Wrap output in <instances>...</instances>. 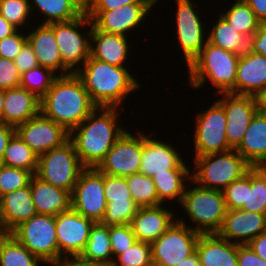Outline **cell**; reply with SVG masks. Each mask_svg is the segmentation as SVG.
<instances>
[{
  "instance_id": "1",
  "label": "cell",
  "mask_w": 266,
  "mask_h": 266,
  "mask_svg": "<svg viewBox=\"0 0 266 266\" xmlns=\"http://www.w3.org/2000/svg\"><path fill=\"white\" fill-rule=\"evenodd\" d=\"M123 111L120 108L97 107L69 132V140L85 168H97L113 144L127 130L128 127H124L120 118L124 115Z\"/></svg>"
},
{
  "instance_id": "2",
  "label": "cell",
  "mask_w": 266,
  "mask_h": 266,
  "mask_svg": "<svg viewBox=\"0 0 266 266\" xmlns=\"http://www.w3.org/2000/svg\"><path fill=\"white\" fill-rule=\"evenodd\" d=\"M131 71L129 67H118L89 57L75 74L97 107L125 109L126 99L137 90L141 91L144 85Z\"/></svg>"
},
{
  "instance_id": "3",
  "label": "cell",
  "mask_w": 266,
  "mask_h": 266,
  "mask_svg": "<svg viewBox=\"0 0 266 266\" xmlns=\"http://www.w3.org/2000/svg\"><path fill=\"white\" fill-rule=\"evenodd\" d=\"M40 103V113L62 125L68 132L97 108L75 73L58 76Z\"/></svg>"
},
{
  "instance_id": "4",
  "label": "cell",
  "mask_w": 266,
  "mask_h": 266,
  "mask_svg": "<svg viewBox=\"0 0 266 266\" xmlns=\"http://www.w3.org/2000/svg\"><path fill=\"white\" fill-rule=\"evenodd\" d=\"M239 56L207 41L200 54L186 68L189 89L202 90L210 82L208 85H212L211 88L214 86L213 95L235 94Z\"/></svg>"
},
{
  "instance_id": "5",
  "label": "cell",
  "mask_w": 266,
  "mask_h": 266,
  "mask_svg": "<svg viewBox=\"0 0 266 266\" xmlns=\"http://www.w3.org/2000/svg\"><path fill=\"white\" fill-rule=\"evenodd\" d=\"M178 206L181 207L177 209L181 208L184 212L177 210L183 216L180 218L177 213V221L189 224L191 229L200 234L217 233L227 212L223 191L201 187L192 179L187 184Z\"/></svg>"
},
{
  "instance_id": "6",
  "label": "cell",
  "mask_w": 266,
  "mask_h": 266,
  "mask_svg": "<svg viewBox=\"0 0 266 266\" xmlns=\"http://www.w3.org/2000/svg\"><path fill=\"white\" fill-rule=\"evenodd\" d=\"M191 179L199 186L223 191L243 177L252 166L235 150L191 156Z\"/></svg>"
},
{
  "instance_id": "7",
  "label": "cell",
  "mask_w": 266,
  "mask_h": 266,
  "mask_svg": "<svg viewBox=\"0 0 266 266\" xmlns=\"http://www.w3.org/2000/svg\"><path fill=\"white\" fill-rule=\"evenodd\" d=\"M175 5L174 11L175 14L173 17L175 18L174 23L175 33L174 42L176 43V50L180 51L177 54H181L182 65L189 66L190 63L200 54L202 48L205 46L208 41V23H206V19L204 20L199 4H197L196 0H174ZM196 1V2H194ZM202 15V16H201ZM203 17V19H202ZM205 21V22H204ZM207 24V25H206ZM176 36V38H175ZM181 49V50H180ZM185 59V61H183Z\"/></svg>"
},
{
  "instance_id": "8",
  "label": "cell",
  "mask_w": 266,
  "mask_h": 266,
  "mask_svg": "<svg viewBox=\"0 0 266 266\" xmlns=\"http://www.w3.org/2000/svg\"><path fill=\"white\" fill-rule=\"evenodd\" d=\"M48 25L53 29L63 63L76 73L90 57L92 20L84 11L73 20Z\"/></svg>"
},
{
  "instance_id": "9",
  "label": "cell",
  "mask_w": 266,
  "mask_h": 266,
  "mask_svg": "<svg viewBox=\"0 0 266 266\" xmlns=\"http://www.w3.org/2000/svg\"><path fill=\"white\" fill-rule=\"evenodd\" d=\"M193 113L196 117L192 124L191 135L194 156L223 153L232 150L226 137L227 119L223 106L215 100L208 108Z\"/></svg>"
},
{
  "instance_id": "10",
  "label": "cell",
  "mask_w": 266,
  "mask_h": 266,
  "mask_svg": "<svg viewBox=\"0 0 266 266\" xmlns=\"http://www.w3.org/2000/svg\"><path fill=\"white\" fill-rule=\"evenodd\" d=\"M84 169L73 143L68 140L62 146L51 149L38 157L35 176L72 193Z\"/></svg>"
},
{
  "instance_id": "11",
  "label": "cell",
  "mask_w": 266,
  "mask_h": 266,
  "mask_svg": "<svg viewBox=\"0 0 266 266\" xmlns=\"http://www.w3.org/2000/svg\"><path fill=\"white\" fill-rule=\"evenodd\" d=\"M10 234L48 266L59 261L55 216L37 213L15 227Z\"/></svg>"
},
{
  "instance_id": "12",
  "label": "cell",
  "mask_w": 266,
  "mask_h": 266,
  "mask_svg": "<svg viewBox=\"0 0 266 266\" xmlns=\"http://www.w3.org/2000/svg\"><path fill=\"white\" fill-rule=\"evenodd\" d=\"M160 3H133L112 10H85L93 25L104 33L134 35L135 31H143L152 9ZM151 11V12H150ZM149 14V15H148ZM139 27V28H138ZM134 33V34H132Z\"/></svg>"
},
{
  "instance_id": "13",
  "label": "cell",
  "mask_w": 266,
  "mask_h": 266,
  "mask_svg": "<svg viewBox=\"0 0 266 266\" xmlns=\"http://www.w3.org/2000/svg\"><path fill=\"white\" fill-rule=\"evenodd\" d=\"M200 233L177 220L151 243L154 266H176L196 251Z\"/></svg>"
},
{
  "instance_id": "14",
  "label": "cell",
  "mask_w": 266,
  "mask_h": 266,
  "mask_svg": "<svg viewBox=\"0 0 266 266\" xmlns=\"http://www.w3.org/2000/svg\"><path fill=\"white\" fill-rule=\"evenodd\" d=\"M142 154L143 131L127 129L113 144L97 169L111 176L126 177L136 174L139 173Z\"/></svg>"
},
{
  "instance_id": "15",
  "label": "cell",
  "mask_w": 266,
  "mask_h": 266,
  "mask_svg": "<svg viewBox=\"0 0 266 266\" xmlns=\"http://www.w3.org/2000/svg\"><path fill=\"white\" fill-rule=\"evenodd\" d=\"M106 206L104 174L97 168H85L71 193V208L96 223L103 219Z\"/></svg>"
},
{
  "instance_id": "16",
  "label": "cell",
  "mask_w": 266,
  "mask_h": 266,
  "mask_svg": "<svg viewBox=\"0 0 266 266\" xmlns=\"http://www.w3.org/2000/svg\"><path fill=\"white\" fill-rule=\"evenodd\" d=\"M149 134L147 130L143 131V154L139 173L152 178L157 172L162 173L171 169H191L189 160L183 159V151L179 150V147L171 144V141H165L163 137L162 139L157 137L154 130L149 131ZM181 151L182 153H180Z\"/></svg>"
},
{
  "instance_id": "17",
  "label": "cell",
  "mask_w": 266,
  "mask_h": 266,
  "mask_svg": "<svg viewBox=\"0 0 266 266\" xmlns=\"http://www.w3.org/2000/svg\"><path fill=\"white\" fill-rule=\"evenodd\" d=\"M15 132L39 157L69 140V132L41 113L15 127Z\"/></svg>"
},
{
  "instance_id": "18",
  "label": "cell",
  "mask_w": 266,
  "mask_h": 266,
  "mask_svg": "<svg viewBox=\"0 0 266 266\" xmlns=\"http://www.w3.org/2000/svg\"><path fill=\"white\" fill-rule=\"evenodd\" d=\"M94 223L92 219L82 216L72 208L55 216L59 261L65 257H77L81 254Z\"/></svg>"
},
{
  "instance_id": "19",
  "label": "cell",
  "mask_w": 266,
  "mask_h": 266,
  "mask_svg": "<svg viewBox=\"0 0 266 266\" xmlns=\"http://www.w3.org/2000/svg\"><path fill=\"white\" fill-rule=\"evenodd\" d=\"M217 95L214 97H218L216 100L223 106L226 112V137L228 144L232 149H235L241 143L251 119L260 109L259 99L254 96L231 93Z\"/></svg>"
},
{
  "instance_id": "20",
  "label": "cell",
  "mask_w": 266,
  "mask_h": 266,
  "mask_svg": "<svg viewBox=\"0 0 266 266\" xmlns=\"http://www.w3.org/2000/svg\"><path fill=\"white\" fill-rule=\"evenodd\" d=\"M263 231H266V213L227 209L217 234L232 243L246 245Z\"/></svg>"
},
{
  "instance_id": "21",
  "label": "cell",
  "mask_w": 266,
  "mask_h": 266,
  "mask_svg": "<svg viewBox=\"0 0 266 266\" xmlns=\"http://www.w3.org/2000/svg\"><path fill=\"white\" fill-rule=\"evenodd\" d=\"M34 24L26 33L27 41L33 49L39 66L51 69L58 76L72 74L73 72L63 63L53 29L48 24L39 22Z\"/></svg>"
},
{
  "instance_id": "22",
  "label": "cell",
  "mask_w": 266,
  "mask_h": 266,
  "mask_svg": "<svg viewBox=\"0 0 266 266\" xmlns=\"http://www.w3.org/2000/svg\"><path fill=\"white\" fill-rule=\"evenodd\" d=\"M165 204L138 208L131 221L137 241L152 243L158 239L176 220L177 211Z\"/></svg>"
},
{
  "instance_id": "23",
  "label": "cell",
  "mask_w": 266,
  "mask_h": 266,
  "mask_svg": "<svg viewBox=\"0 0 266 266\" xmlns=\"http://www.w3.org/2000/svg\"><path fill=\"white\" fill-rule=\"evenodd\" d=\"M130 39H132L131 36L104 33L93 25L90 39V57L118 67L132 66L128 64L134 54L132 53L133 47ZM129 53H132L130 58ZM129 59L130 61H127Z\"/></svg>"
},
{
  "instance_id": "24",
  "label": "cell",
  "mask_w": 266,
  "mask_h": 266,
  "mask_svg": "<svg viewBox=\"0 0 266 266\" xmlns=\"http://www.w3.org/2000/svg\"><path fill=\"white\" fill-rule=\"evenodd\" d=\"M266 90V57L247 49L240 54L235 94L259 97Z\"/></svg>"
},
{
  "instance_id": "25",
  "label": "cell",
  "mask_w": 266,
  "mask_h": 266,
  "mask_svg": "<svg viewBox=\"0 0 266 266\" xmlns=\"http://www.w3.org/2000/svg\"><path fill=\"white\" fill-rule=\"evenodd\" d=\"M1 216L7 233L37 214L33 203L30 182L27 186L0 197Z\"/></svg>"
},
{
  "instance_id": "26",
  "label": "cell",
  "mask_w": 266,
  "mask_h": 266,
  "mask_svg": "<svg viewBox=\"0 0 266 266\" xmlns=\"http://www.w3.org/2000/svg\"><path fill=\"white\" fill-rule=\"evenodd\" d=\"M40 99L25 88L5 90L3 123L18 126L40 114Z\"/></svg>"
},
{
  "instance_id": "27",
  "label": "cell",
  "mask_w": 266,
  "mask_h": 266,
  "mask_svg": "<svg viewBox=\"0 0 266 266\" xmlns=\"http://www.w3.org/2000/svg\"><path fill=\"white\" fill-rule=\"evenodd\" d=\"M196 252L201 266H238L237 244L217 233L200 234Z\"/></svg>"
},
{
  "instance_id": "28",
  "label": "cell",
  "mask_w": 266,
  "mask_h": 266,
  "mask_svg": "<svg viewBox=\"0 0 266 266\" xmlns=\"http://www.w3.org/2000/svg\"><path fill=\"white\" fill-rule=\"evenodd\" d=\"M30 190L37 213L56 216L71 208V193L60 187L46 183L33 175Z\"/></svg>"
},
{
  "instance_id": "29",
  "label": "cell",
  "mask_w": 266,
  "mask_h": 266,
  "mask_svg": "<svg viewBox=\"0 0 266 266\" xmlns=\"http://www.w3.org/2000/svg\"><path fill=\"white\" fill-rule=\"evenodd\" d=\"M235 150L252 167L266 161V112H256Z\"/></svg>"
},
{
  "instance_id": "30",
  "label": "cell",
  "mask_w": 266,
  "mask_h": 266,
  "mask_svg": "<svg viewBox=\"0 0 266 266\" xmlns=\"http://www.w3.org/2000/svg\"><path fill=\"white\" fill-rule=\"evenodd\" d=\"M152 179L156 186L159 205H170V203L174 205L173 202L178 205L181 203L187 183L191 180V169H171L162 173L157 172Z\"/></svg>"
},
{
  "instance_id": "31",
  "label": "cell",
  "mask_w": 266,
  "mask_h": 266,
  "mask_svg": "<svg viewBox=\"0 0 266 266\" xmlns=\"http://www.w3.org/2000/svg\"><path fill=\"white\" fill-rule=\"evenodd\" d=\"M29 6L33 19L38 16L40 24L70 21L85 11L75 0H29Z\"/></svg>"
},
{
  "instance_id": "32",
  "label": "cell",
  "mask_w": 266,
  "mask_h": 266,
  "mask_svg": "<svg viewBox=\"0 0 266 266\" xmlns=\"http://www.w3.org/2000/svg\"><path fill=\"white\" fill-rule=\"evenodd\" d=\"M85 261L101 263L111 266L113 254L109 235V226L100 222L94 223L90 229L89 239L85 248L79 255Z\"/></svg>"
},
{
  "instance_id": "33",
  "label": "cell",
  "mask_w": 266,
  "mask_h": 266,
  "mask_svg": "<svg viewBox=\"0 0 266 266\" xmlns=\"http://www.w3.org/2000/svg\"><path fill=\"white\" fill-rule=\"evenodd\" d=\"M212 17H216V20L211 21V25L207 26L210 27L207 29L208 42L238 55L244 53L248 49L249 40L234 30L219 13L218 16L216 14Z\"/></svg>"
},
{
  "instance_id": "34",
  "label": "cell",
  "mask_w": 266,
  "mask_h": 266,
  "mask_svg": "<svg viewBox=\"0 0 266 266\" xmlns=\"http://www.w3.org/2000/svg\"><path fill=\"white\" fill-rule=\"evenodd\" d=\"M234 1L224 11L220 10L219 14L233 27L234 30L246 37L248 40L255 33L261 22L249 7L245 0ZM228 9V10H227ZM226 11V12H225ZM222 12V13H221Z\"/></svg>"
},
{
  "instance_id": "35",
  "label": "cell",
  "mask_w": 266,
  "mask_h": 266,
  "mask_svg": "<svg viewBox=\"0 0 266 266\" xmlns=\"http://www.w3.org/2000/svg\"><path fill=\"white\" fill-rule=\"evenodd\" d=\"M2 164L28 170L35 175L37 171L38 156L15 132L4 151Z\"/></svg>"
},
{
  "instance_id": "36",
  "label": "cell",
  "mask_w": 266,
  "mask_h": 266,
  "mask_svg": "<svg viewBox=\"0 0 266 266\" xmlns=\"http://www.w3.org/2000/svg\"><path fill=\"white\" fill-rule=\"evenodd\" d=\"M0 266H48L10 233L0 241Z\"/></svg>"
},
{
  "instance_id": "37",
  "label": "cell",
  "mask_w": 266,
  "mask_h": 266,
  "mask_svg": "<svg viewBox=\"0 0 266 266\" xmlns=\"http://www.w3.org/2000/svg\"><path fill=\"white\" fill-rule=\"evenodd\" d=\"M132 199L139 208L159 205L156 186L153 179L141 173L125 177Z\"/></svg>"
},
{
  "instance_id": "38",
  "label": "cell",
  "mask_w": 266,
  "mask_h": 266,
  "mask_svg": "<svg viewBox=\"0 0 266 266\" xmlns=\"http://www.w3.org/2000/svg\"><path fill=\"white\" fill-rule=\"evenodd\" d=\"M0 15L18 30L27 31L31 25L37 22L31 17L29 0H1Z\"/></svg>"
},
{
  "instance_id": "39",
  "label": "cell",
  "mask_w": 266,
  "mask_h": 266,
  "mask_svg": "<svg viewBox=\"0 0 266 266\" xmlns=\"http://www.w3.org/2000/svg\"><path fill=\"white\" fill-rule=\"evenodd\" d=\"M242 210L266 213V179L255 167L248 171V196Z\"/></svg>"
},
{
  "instance_id": "40",
  "label": "cell",
  "mask_w": 266,
  "mask_h": 266,
  "mask_svg": "<svg viewBox=\"0 0 266 266\" xmlns=\"http://www.w3.org/2000/svg\"><path fill=\"white\" fill-rule=\"evenodd\" d=\"M58 77L51 69L38 66L21 75L20 87L41 99L51 88L53 81Z\"/></svg>"
},
{
  "instance_id": "41",
  "label": "cell",
  "mask_w": 266,
  "mask_h": 266,
  "mask_svg": "<svg viewBox=\"0 0 266 266\" xmlns=\"http://www.w3.org/2000/svg\"><path fill=\"white\" fill-rule=\"evenodd\" d=\"M111 266H154L151 244L136 241L131 247L118 254Z\"/></svg>"
},
{
  "instance_id": "42",
  "label": "cell",
  "mask_w": 266,
  "mask_h": 266,
  "mask_svg": "<svg viewBox=\"0 0 266 266\" xmlns=\"http://www.w3.org/2000/svg\"><path fill=\"white\" fill-rule=\"evenodd\" d=\"M138 208L135 201L107 202L105 214L100 223L106 226L131 224Z\"/></svg>"
},
{
  "instance_id": "43",
  "label": "cell",
  "mask_w": 266,
  "mask_h": 266,
  "mask_svg": "<svg viewBox=\"0 0 266 266\" xmlns=\"http://www.w3.org/2000/svg\"><path fill=\"white\" fill-rule=\"evenodd\" d=\"M32 176L28 170L0 164V197L27 186Z\"/></svg>"
},
{
  "instance_id": "44",
  "label": "cell",
  "mask_w": 266,
  "mask_h": 266,
  "mask_svg": "<svg viewBox=\"0 0 266 266\" xmlns=\"http://www.w3.org/2000/svg\"><path fill=\"white\" fill-rule=\"evenodd\" d=\"M226 207L229 210L242 209L248 196V173L233 181L223 190Z\"/></svg>"
},
{
  "instance_id": "45",
  "label": "cell",
  "mask_w": 266,
  "mask_h": 266,
  "mask_svg": "<svg viewBox=\"0 0 266 266\" xmlns=\"http://www.w3.org/2000/svg\"><path fill=\"white\" fill-rule=\"evenodd\" d=\"M104 194L107 202L134 201L125 177L104 174Z\"/></svg>"
},
{
  "instance_id": "46",
  "label": "cell",
  "mask_w": 266,
  "mask_h": 266,
  "mask_svg": "<svg viewBox=\"0 0 266 266\" xmlns=\"http://www.w3.org/2000/svg\"><path fill=\"white\" fill-rule=\"evenodd\" d=\"M109 235L113 260L137 241L130 224L109 226Z\"/></svg>"
},
{
  "instance_id": "47",
  "label": "cell",
  "mask_w": 266,
  "mask_h": 266,
  "mask_svg": "<svg viewBox=\"0 0 266 266\" xmlns=\"http://www.w3.org/2000/svg\"><path fill=\"white\" fill-rule=\"evenodd\" d=\"M27 42V33L24 30H17L12 35L0 40V57L14 60Z\"/></svg>"
},
{
  "instance_id": "48",
  "label": "cell",
  "mask_w": 266,
  "mask_h": 266,
  "mask_svg": "<svg viewBox=\"0 0 266 266\" xmlns=\"http://www.w3.org/2000/svg\"><path fill=\"white\" fill-rule=\"evenodd\" d=\"M21 73L14 60L0 57V89L7 90L20 87Z\"/></svg>"
},
{
  "instance_id": "49",
  "label": "cell",
  "mask_w": 266,
  "mask_h": 266,
  "mask_svg": "<svg viewBox=\"0 0 266 266\" xmlns=\"http://www.w3.org/2000/svg\"><path fill=\"white\" fill-rule=\"evenodd\" d=\"M14 63L21 75L39 66L36 56L29 42L27 41L21 51L16 55Z\"/></svg>"
},
{
  "instance_id": "50",
  "label": "cell",
  "mask_w": 266,
  "mask_h": 266,
  "mask_svg": "<svg viewBox=\"0 0 266 266\" xmlns=\"http://www.w3.org/2000/svg\"><path fill=\"white\" fill-rule=\"evenodd\" d=\"M237 264L238 266H266V262L247 244H237Z\"/></svg>"
},
{
  "instance_id": "51",
  "label": "cell",
  "mask_w": 266,
  "mask_h": 266,
  "mask_svg": "<svg viewBox=\"0 0 266 266\" xmlns=\"http://www.w3.org/2000/svg\"><path fill=\"white\" fill-rule=\"evenodd\" d=\"M159 0H91L86 10H112L133 3H158Z\"/></svg>"
},
{
  "instance_id": "52",
  "label": "cell",
  "mask_w": 266,
  "mask_h": 266,
  "mask_svg": "<svg viewBox=\"0 0 266 266\" xmlns=\"http://www.w3.org/2000/svg\"><path fill=\"white\" fill-rule=\"evenodd\" d=\"M248 49L266 57V23H261L250 37Z\"/></svg>"
},
{
  "instance_id": "53",
  "label": "cell",
  "mask_w": 266,
  "mask_h": 266,
  "mask_svg": "<svg viewBox=\"0 0 266 266\" xmlns=\"http://www.w3.org/2000/svg\"><path fill=\"white\" fill-rule=\"evenodd\" d=\"M15 133V127L0 122V164H2V158L7 144L13 134Z\"/></svg>"
},
{
  "instance_id": "54",
  "label": "cell",
  "mask_w": 266,
  "mask_h": 266,
  "mask_svg": "<svg viewBox=\"0 0 266 266\" xmlns=\"http://www.w3.org/2000/svg\"><path fill=\"white\" fill-rule=\"evenodd\" d=\"M247 245L266 262V231L261 232Z\"/></svg>"
},
{
  "instance_id": "55",
  "label": "cell",
  "mask_w": 266,
  "mask_h": 266,
  "mask_svg": "<svg viewBox=\"0 0 266 266\" xmlns=\"http://www.w3.org/2000/svg\"><path fill=\"white\" fill-rule=\"evenodd\" d=\"M50 266H105L101 263L89 262L77 257H65Z\"/></svg>"
},
{
  "instance_id": "56",
  "label": "cell",
  "mask_w": 266,
  "mask_h": 266,
  "mask_svg": "<svg viewBox=\"0 0 266 266\" xmlns=\"http://www.w3.org/2000/svg\"><path fill=\"white\" fill-rule=\"evenodd\" d=\"M261 23H266V0H245Z\"/></svg>"
},
{
  "instance_id": "57",
  "label": "cell",
  "mask_w": 266,
  "mask_h": 266,
  "mask_svg": "<svg viewBox=\"0 0 266 266\" xmlns=\"http://www.w3.org/2000/svg\"><path fill=\"white\" fill-rule=\"evenodd\" d=\"M18 29L0 15V40L15 33Z\"/></svg>"
},
{
  "instance_id": "58",
  "label": "cell",
  "mask_w": 266,
  "mask_h": 266,
  "mask_svg": "<svg viewBox=\"0 0 266 266\" xmlns=\"http://www.w3.org/2000/svg\"><path fill=\"white\" fill-rule=\"evenodd\" d=\"M176 266H201L200 259H199L197 252L195 251L193 254L186 257L181 262H179Z\"/></svg>"
},
{
  "instance_id": "59",
  "label": "cell",
  "mask_w": 266,
  "mask_h": 266,
  "mask_svg": "<svg viewBox=\"0 0 266 266\" xmlns=\"http://www.w3.org/2000/svg\"><path fill=\"white\" fill-rule=\"evenodd\" d=\"M258 99L260 110L266 112V90L258 97Z\"/></svg>"
},
{
  "instance_id": "60",
  "label": "cell",
  "mask_w": 266,
  "mask_h": 266,
  "mask_svg": "<svg viewBox=\"0 0 266 266\" xmlns=\"http://www.w3.org/2000/svg\"><path fill=\"white\" fill-rule=\"evenodd\" d=\"M4 93L5 90L0 89V122H3Z\"/></svg>"
},
{
  "instance_id": "61",
  "label": "cell",
  "mask_w": 266,
  "mask_h": 266,
  "mask_svg": "<svg viewBox=\"0 0 266 266\" xmlns=\"http://www.w3.org/2000/svg\"><path fill=\"white\" fill-rule=\"evenodd\" d=\"M255 168L264 176L266 179V164L261 163L255 166Z\"/></svg>"
},
{
  "instance_id": "62",
  "label": "cell",
  "mask_w": 266,
  "mask_h": 266,
  "mask_svg": "<svg viewBox=\"0 0 266 266\" xmlns=\"http://www.w3.org/2000/svg\"><path fill=\"white\" fill-rule=\"evenodd\" d=\"M84 10L88 8L91 0H75Z\"/></svg>"
},
{
  "instance_id": "63",
  "label": "cell",
  "mask_w": 266,
  "mask_h": 266,
  "mask_svg": "<svg viewBox=\"0 0 266 266\" xmlns=\"http://www.w3.org/2000/svg\"><path fill=\"white\" fill-rule=\"evenodd\" d=\"M7 235V232L3 225H0V241Z\"/></svg>"
},
{
  "instance_id": "64",
  "label": "cell",
  "mask_w": 266,
  "mask_h": 266,
  "mask_svg": "<svg viewBox=\"0 0 266 266\" xmlns=\"http://www.w3.org/2000/svg\"><path fill=\"white\" fill-rule=\"evenodd\" d=\"M0 225H3V220H2V216H1V204H0Z\"/></svg>"
}]
</instances>
